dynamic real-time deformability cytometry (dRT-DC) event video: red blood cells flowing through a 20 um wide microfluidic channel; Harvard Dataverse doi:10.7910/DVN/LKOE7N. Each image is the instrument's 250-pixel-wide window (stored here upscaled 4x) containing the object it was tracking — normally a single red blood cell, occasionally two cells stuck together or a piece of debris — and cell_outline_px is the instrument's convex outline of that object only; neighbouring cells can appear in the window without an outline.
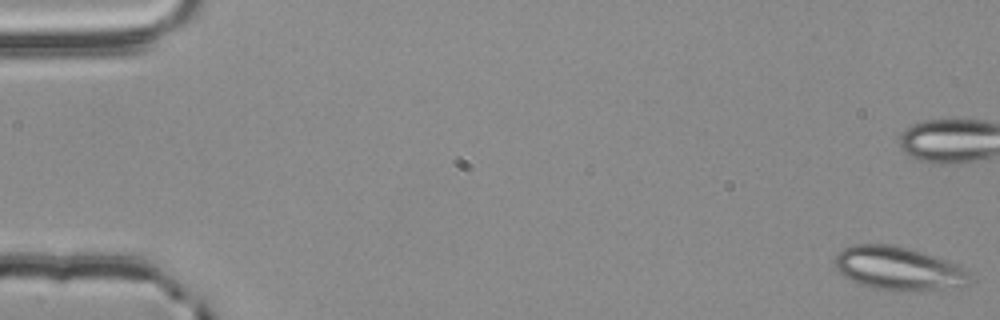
{"species": "common noctule bat (a hibernating species)", "species_latin": "Nyctalus noctula", "temperature_condition": "room temperature", "stored_images_in_passage": 56, "segment_of_instrument_passage": [1, 2], "camera_frame_rate_fps": 3000, "um_per_image_px": 0.085, "animal": {"sex": "male", "body_mass_g": 20.4}, "frame": {"image": 1, "passage_image": 1, "time_ms": 0.0, "image_size_px": [1000, 320], "cell_outline_px": [[972, 280], [968, 284], [940, 288], [900, 292], [876, 288], [860, 284], [844, 276], [832, 264], [832, 260], [844, 248], [852, 244], [900, 244], [956, 264], [968, 272]], "centroid_in_image_um": [76.31, 22.79], "position_along_channel_um": 8.7, "area_um2": 34.1}}